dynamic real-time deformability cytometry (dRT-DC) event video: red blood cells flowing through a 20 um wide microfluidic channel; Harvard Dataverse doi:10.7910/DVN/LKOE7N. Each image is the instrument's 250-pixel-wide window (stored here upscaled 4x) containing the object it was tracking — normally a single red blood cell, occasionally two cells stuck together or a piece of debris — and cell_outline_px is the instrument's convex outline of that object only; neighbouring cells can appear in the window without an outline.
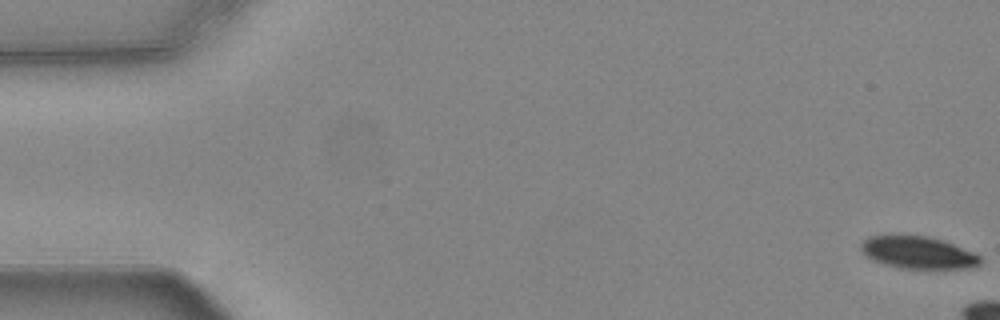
{"species": "common noctule bat (a hibernating species)", "species_latin": "Nyctalus noctula", "temperature_condition": "warm", "stored_images_in_passage": 6, "camera_frame_rate_fps": 3000, "um_per_image_px": 0.085, "animal": {"sex": "female", "body_mass_g": 24.6, "forearm_length_mm": 56.2}, "frame": {"image": 1, "passage_image": 1, "time_ms": 0.0, "image_size_px": [1000, 320], "cell_outline_px": [[980, 264], [968, 268], [900, 268], [884, 264], [872, 260], [860, 248], [860, 244], [868, 236], [900, 232], [928, 236], [944, 240], [972, 252], [980, 256]], "centroid_in_image_um": [77.96, 21.41], "position_along_channel_um": 7.0, "area_um2": 22.95}}